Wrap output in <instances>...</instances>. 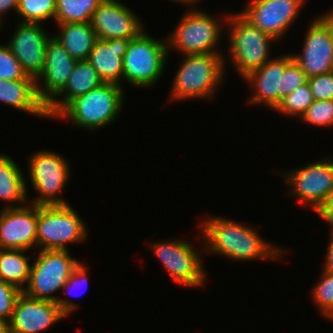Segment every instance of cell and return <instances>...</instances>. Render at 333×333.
Instances as JSON below:
<instances>
[{"mask_svg":"<svg viewBox=\"0 0 333 333\" xmlns=\"http://www.w3.org/2000/svg\"><path fill=\"white\" fill-rule=\"evenodd\" d=\"M76 63L77 60L51 35L45 48L44 66L36 80L38 98L45 105L65 86Z\"/></svg>","mask_w":333,"mask_h":333,"instance_id":"obj_19","label":"cell"},{"mask_svg":"<svg viewBox=\"0 0 333 333\" xmlns=\"http://www.w3.org/2000/svg\"><path fill=\"white\" fill-rule=\"evenodd\" d=\"M321 276L322 279L315 283L311 296L319 313L326 319L333 320V273L323 270Z\"/></svg>","mask_w":333,"mask_h":333,"instance_id":"obj_29","label":"cell"},{"mask_svg":"<svg viewBox=\"0 0 333 333\" xmlns=\"http://www.w3.org/2000/svg\"><path fill=\"white\" fill-rule=\"evenodd\" d=\"M59 153L49 150L34 152L28 159L29 176L33 189L39 194L31 203L35 205H65L59 196L71 175L70 165Z\"/></svg>","mask_w":333,"mask_h":333,"instance_id":"obj_9","label":"cell"},{"mask_svg":"<svg viewBox=\"0 0 333 333\" xmlns=\"http://www.w3.org/2000/svg\"><path fill=\"white\" fill-rule=\"evenodd\" d=\"M307 82V75L293 60L283 73V98Z\"/></svg>","mask_w":333,"mask_h":333,"instance_id":"obj_34","label":"cell"},{"mask_svg":"<svg viewBox=\"0 0 333 333\" xmlns=\"http://www.w3.org/2000/svg\"><path fill=\"white\" fill-rule=\"evenodd\" d=\"M18 8V0H0V25H2V18L5 16L4 14L8 13V11H13L17 12Z\"/></svg>","mask_w":333,"mask_h":333,"instance_id":"obj_37","label":"cell"},{"mask_svg":"<svg viewBox=\"0 0 333 333\" xmlns=\"http://www.w3.org/2000/svg\"><path fill=\"white\" fill-rule=\"evenodd\" d=\"M314 100H333V71L308 78Z\"/></svg>","mask_w":333,"mask_h":333,"instance_id":"obj_33","label":"cell"},{"mask_svg":"<svg viewBox=\"0 0 333 333\" xmlns=\"http://www.w3.org/2000/svg\"><path fill=\"white\" fill-rule=\"evenodd\" d=\"M104 83L88 60L75 64L65 86L45 105L48 118H53L74 98ZM60 97H62L60 99Z\"/></svg>","mask_w":333,"mask_h":333,"instance_id":"obj_20","label":"cell"},{"mask_svg":"<svg viewBox=\"0 0 333 333\" xmlns=\"http://www.w3.org/2000/svg\"><path fill=\"white\" fill-rule=\"evenodd\" d=\"M31 264L29 281L22 292L31 298L56 302L68 316L78 309V305L54 292L62 289L74 269L80 263L67 250H40ZM53 294V295H52Z\"/></svg>","mask_w":333,"mask_h":333,"instance_id":"obj_2","label":"cell"},{"mask_svg":"<svg viewBox=\"0 0 333 333\" xmlns=\"http://www.w3.org/2000/svg\"><path fill=\"white\" fill-rule=\"evenodd\" d=\"M22 290L17 286L0 279V319L10 321L15 303Z\"/></svg>","mask_w":333,"mask_h":333,"instance_id":"obj_32","label":"cell"},{"mask_svg":"<svg viewBox=\"0 0 333 333\" xmlns=\"http://www.w3.org/2000/svg\"><path fill=\"white\" fill-rule=\"evenodd\" d=\"M313 102V94L307 82L285 96L275 110L284 116L297 117L300 119Z\"/></svg>","mask_w":333,"mask_h":333,"instance_id":"obj_28","label":"cell"},{"mask_svg":"<svg viewBox=\"0 0 333 333\" xmlns=\"http://www.w3.org/2000/svg\"><path fill=\"white\" fill-rule=\"evenodd\" d=\"M305 1L248 0L240 13L254 26L279 41L298 18Z\"/></svg>","mask_w":333,"mask_h":333,"instance_id":"obj_13","label":"cell"},{"mask_svg":"<svg viewBox=\"0 0 333 333\" xmlns=\"http://www.w3.org/2000/svg\"><path fill=\"white\" fill-rule=\"evenodd\" d=\"M86 269L87 268H86L85 264H82V262H80L78 264V266L74 269L73 273L70 275L68 281L63 285L61 290L65 289V292H67L68 294L73 296L74 294H72V292H69L71 290V288H72V290H74L73 288H76L77 285L79 287L82 285L83 286L85 285V288L88 287V286H86L88 284L87 282L89 280V279H87L88 270H86ZM79 287H77V288H79ZM75 296H76V294H75Z\"/></svg>","mask_w":333,"mask_h":333,"instance_id":"obj_35","label":"cell"},{"mask_svg":"<svg viewBox=\"0 0 333 333\" xmlns=\"http://www.w3.org/2000/svg\"><path fill=\"white\" fill-rule=\"evenodd\" d=\"M326 223L331 225V232L333 233V194L323 203V205L316 211Z\"/></svg>","mask_w":333,"mask_h":333,"instance_id":"obj_36","label":"cell"},{"mask_svg":"<svg viewBox=\"0 0 333 333\" xmlns=\"http://www.w3.org/2000/svg\"><path fill=\"white\" fill-rule=\"evenodd\" d=\"M66 315L56 302L34 299L23 292L18 297L10 324L11 333H41Z\"/></svg>","mask_w":333,"mask_h":333,"instance_id":"obj_18","label":"cell"},{"mask_svg":"<svg viewBox=\"0 0 333 333\" xmlns=\"http://www.w3.org/2000/svg\"><path fill=\"white\" fill-rule=\"evenodd\" d=\"M171 1L176 2V3H181L183 5L186 4V6H190L191 5L189 7V8H191L193 5L194 6L197 5L196 3L197 2L199 3L200 0H171Z\"/></svg>","mask_w":333,"mask_h":333,"instance_id":"obj_40","label":"cell"},{"mask_svg":"<svg viewBox=\"0 0 333 333\" xmlns=\"http://www.w3.org/2000/svg\"><path fill=\"white\" fill-rule=\"evenodd\" d=\"M237 13V14H236ZM224 14L229 34V62L236 68L235 72L241 77L247 76L253 70L263 66L270 60L271 42L277 40L249 22L240 12ZM229 27V28H228Z\"/></svg>","mask_w":333,"mask_h":333,"instance_id":"obj_5","label":"cell"},{"mask_svg":"<svg viewBox=\"0 0 333 333\" xmlns=\"http://www.w3.org/2000/svg\"><path fill=\"white\" fill-rule=\"evenodd\" d=\"M24 253L26 250L0 249V279L21 290L27 286L31 271V257Z\"/></svg>","mask_w":333,"mask_h":333,"instance_id":"obj_25","label":"cell"},{"mask_svg":"<svg viewBox=\"0 0 333 333\" xmlns=\"http://www.w3.org/2000/svg\"><path fill=\"white\" fill-rule=\"evenodd\" d=\"M125 91L122 86L102 83L88 93L71 100L55 118H69L72 124L97 130L112 124L122 109Z\"/></svg>","mask_w":333,"mask_h":333,"instance_id":"obj_4","label":"cell"},{"mask_svg":"<svg viewBox=\"0 0 333 333\" xmlns=\"http://www.w3.org/2000/svg\"><path fill=\"white\" fill-rule=\"evenodd\" d=\"M222 30L219 19L193 6L167 36L168 51L175 49L184 55L222 53L215 48L220 43Z\"/></svg>","mask_w":333,"mask_h":333,"instance_id":"obj_8","label":"cell"},{"mask_svg":"<svg viewBox=\"0 0 333 333\" xmlns=\"http://www.w3.org/2000/svg\"><path fill=\"white\" fill-rule=\"evenodd\" d=\"M60 33L53 37L57 39L69 55L79 61L88 60L90 51L93 49L97 35L89 23H60Z\"/></svg>","mask_w":333,"mask_h":333,"instance_id":"obj_24","label":"cell"},{"mask_svg":"<svg viewBox=\"0 0 333 333\" xmlns=\"http://www.w3.org/2000/svg\"><path fill=\"white\" fill-rule=\"evenodd\" d=\"M103 0H56L54 21L60 23H89Z\"/></svg>","mask_w":333,"mask_h":333,"instance_id":"obj_26","label":"cell"},{"mask_svg":"<svg viewBox=\"0 0 333 333\" xmlns=\"http://www.w3.org/2000/svg\"><path fill=\"white\" fill-rule=\"evenodd\" d=\"M0 79L8 81L33 79L24 73L20 62L12 54L7 44H0Z\"/></svg>","mask_w":333,"mask_h":333,"instance_id":"obj_31","label":"cell"},{"mask_svg":"<svg viewBox=\"0 0 333 333\" xmlns=\"http://www.w3.org/2000/svg\"><path fill=\"white\" fill-rule=\"evenodd\" d=\"M7 46L20 62L22 70L35 81L44 66L45 48L50 38L43 30V24L17 23Z\"/></svg>","mask_w":333,"mask_h":333,"instance_id":"obj_16","label":"cell"},{"mask_svg":"<svg viewBox=\"0 0 333 333\" xmlns=\"http://www.w3.org/2000/svg\"><path fill=\"white\" fill-rule=\"evenodd\" d=\"M155 39L143 30L137 37L130 39L123 58V80L134 87H152L165 72L168 59L167 38Z\"/></svg>","mask_w":333,"mask_h":333,"instance_id":"obj_6","label":"cell"},{"mask_svg":"<svg viewBox=\"0 0 333 333\" xmlns=\"http://www.w3.org/2000/svg\"><path fill=\"white\" fill-rule=\"evenodd\" d=\"M149 248L161 260L166 273L175 283L186 287H200L206 280L202 253L192 243L185 240L171 239L151 243Z\"/></svg>","mask_w":333,"mask_h":333,"instance_id":"obj_10","label":"cell"},{"mask_svg":"<svg viewBox=\"0 0 333 333\" xmlns=\"http://www.w3.org/2000/svg\"><path fill=\"white\" fill-rule=\"evenodd\" d=\"M329 244L326 252L325 266L324 270L333 273V233H330Z\"/></svg>","mask_w":333,"mask_h":333,"instance_id":"obj_38","label":"cell"},{"mask_svg":"<svg viewBox=\"0 0 333 333\" xmlns=\"http://www.w3.org/2000/svg\"><path fill=\"white\" fill-rule=\"evenodd\" d=\"M277 57V58H276ZM272 57L262 67L250 72L243 80L251 83L252 96L247 101L251 104H261L275 111L283 99V73L294 60L292 54Z\"/></svg>","mask_w":333,"mask_h":333,"instance_id":"obj_17","label":"cell"},{"mask_svg":"<svg viewBox=\"0 0 333 333\" xmlns=\"http://www.w3.org/2000/svg\"><path fill=\"white\" fill-rule=\"evenodd\" d=\"M308 27L303 51L292 56L309 78L333 71V10L312 20Z\"/></svg>","mask_w":333,"mask_h":333,"instance_id":"obj_12","label":"cell"},{"mask_svg":"<svg viewBox=\"0 0 333 333\" xmlns=\"http://www.w3.org/2000/svg\"><path fill=\"white\" fill-rule=\"evenodd\" d=\"M202 221L199 227L205 246L203 252L220 254L238 262L283 258L284 251L278 245L267 242L253 226L216 216H208Z\"/></svg>","mask_w":333,"mask_h":333,"instance_id":"obj_1","label":"cell"},{"mask_svg":"<svg viewBox=\"0 0 333 333\" xmlns=\"http://www.w3.org/2000/svg\"><path fill=\"white\" fill-rule=\"evenodd\" d=\"M300 119L314 127L333 125V100H314Z\"/></svg>","mask_w":333,"mask_h":333,"instance_id":"obj_30","label":"cell"},{"mask_svg":"<svg viewBox=\"0 0 333 333\" xmlns=\"http://www.w3.org/2000/svg\"><path fill=\"white\" fill-rule=\"evenodd\" d=\"M85 226L70 204L37 205L36 246L40 250H67L69 243L86 240Z\"/></svg>","mask_w":333,"mask_h":333,"instance_id":"obj_7","label":"cell"},{"mask_svg":"<svg viewBox=\"0 0 333 333\" xmlns=\"http://www.w3.org/2000/svg\"><path fill=\"white\" fill-rule=\"evenodd\" d=\"M0 212V249L30 251L36 247L37 205L29 203Z\"/></svg>","mask_w":333,"mask_h":333,"instance_id":"obj_15","label":"cell"},{"mask_svg":"<svg viewBox=\"0 0 333 333\" xmlns=\"http://www.w3.org/2000/svg\"><path fill=\"white\" fill-rule=\"evenodd\" d=\"M91 26L100 40L133 39L144 24L130 8L118 0H103L92 15Z\"/></svg>","mask_w":333,"mask_h":333,"instance_id":"obj_14","label":"cell"},{"mask_svg":"<svg viewBox=\"0 0 333 333\" xmlns=\"http://www.w3.org/2000/svg\"><path fill=\"white\" fill-rule=\"evenodd\" d=\"M130 40L127 39H98L90 51L88 61L98 72L104 83L122 86L123 58Z\"/></svg>","mask_w":333,"mask_h":333,"instance_id":"obj_21","label":"cell"},{"mask_svg":"<svg viewBox=\"0 0 333 333\" xmlns=\"http://www.w3.org/2000/svg\"><path fill=\"white\" fill-rule=\"evenodd\" d=\"M16 110L48 118L45 104L38 98L34 79L2 80L0 79V103Z\"/></svg>","mask_w":333,"mask_h":333,"instance_id":"obj_22","label":"cell"},{"mask_svg":"<svg viewBox=\"0 0 333 333\" xmlns=\"http://www.w3.org/2000/svg\"><path fill=\"white\" fill-rule=\"evenodd\" d=\"M288 172V173H287ZM282 174L291 195L316 212L333 194V160L321 159Z\"/></svg>","mask_w":333,"mask_h":333,"instance_id":"obj_11","label":"cell"},{"mask_svg":"<svg viewBox=\"0 0 333 333\" xmlns=\"http://www.w3.org/2000/svg\"><path fill=\"white\" fill-rule=\"evenodd\" d=\"M56 0H18V22L42 24L45 20H54Z\"/></svg>","mask_w":333,"mask_h":333,"instance_id":"obj_27","label":"cell"},{"mask_svg":"<svg viewBox=\"0 0 333 333\" xmlns=\"http://www.w3.org/2000/svg\"><path fill=\"white\" fill-rule=\"evenodd\" d=\"M27 198V183L20 167L10 156L0 154V200L7 202L6 208H13L29 203Z\"/></svg>","mask_w":333,"mask_h":333,"instance_id":"obj_23","label":"cell"},{"mask_svg":"<svg viewBox=\"0 0 333 333\" xmlns=\"http://www.w3.org/2000/svg\"><path fill=\"white\" fill-rule=\"evenodd\" d=\"M0 333H11L8 321L0 319Z\"/></svg>","mask_w":333,"mask_h":333,"instance_id":"obj_39","label":"cell"},{"mask_svg":"<svg viewBox=\"0 0 333 333\" xmlns=\"http://www.w3.org/2000/svg\"><path fill=\"white\" fill-rule=\"evenodd\" d=\"M222 56L221 53L183 55L173 78L169 101L212 99L224 81L227 60Z\"/></svg>","mask_w":333,"mask_h":333,"instance_id":"obj_3","label":"cell"}]
</instances>
